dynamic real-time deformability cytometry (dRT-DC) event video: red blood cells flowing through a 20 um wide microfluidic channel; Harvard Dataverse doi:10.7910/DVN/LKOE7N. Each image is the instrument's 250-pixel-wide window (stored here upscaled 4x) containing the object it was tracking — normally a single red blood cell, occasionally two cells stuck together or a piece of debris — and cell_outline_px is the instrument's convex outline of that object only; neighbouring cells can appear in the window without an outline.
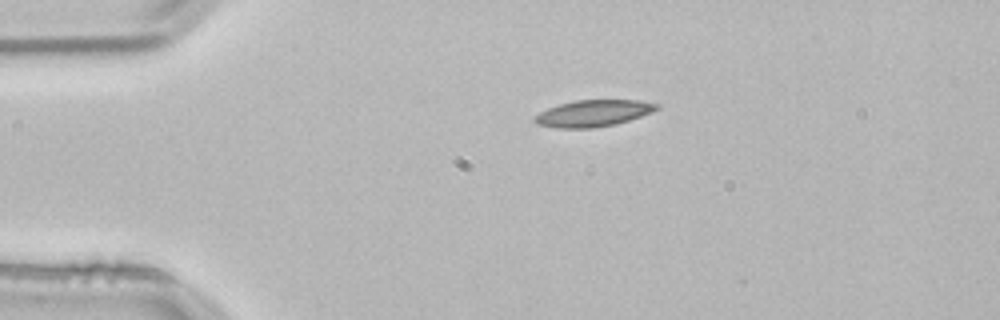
{"species": "common noctule bat (a hibernating species)", "species_latin": "Nyctalus noctula", "temperature_condition": "room temperature", "stored_images_in_passage": 2, "camera_frame_rate_fps": 3000, "um_per_image_px": 0.085, "animal": {"sex": "male", "body_mass_g": 21.5, "forearm_length_mm": 52.0}, "frame": {"image": 1, "passage_image": 1, "time_ms": 0.0, "image_size_px": [1000, 320], "cell_outline_px": [[660, 108], [652, 112], [616, 124], [592, 128], [560, 128], [536, 124], [532, 120], [540, 112], [548, 108], [560, 104], [576, 100], [636, 100], [660, 104]], "centroid_in_image_um": [50.43, 9.63], "position_along_channel_um": 34.6, "area_um2": 18.79}}